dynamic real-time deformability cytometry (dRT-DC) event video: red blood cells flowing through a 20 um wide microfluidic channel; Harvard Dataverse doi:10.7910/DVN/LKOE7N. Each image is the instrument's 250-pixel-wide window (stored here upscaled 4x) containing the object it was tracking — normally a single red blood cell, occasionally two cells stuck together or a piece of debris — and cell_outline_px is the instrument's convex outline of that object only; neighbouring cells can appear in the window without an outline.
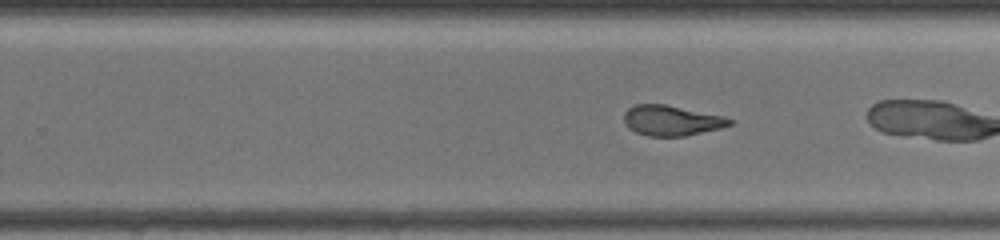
{"species": "common noctule bat (a hibernating species)", "species_latin": "Nyctalus noctula", "temperature_condition": "warm", "stored_images_in_passage": 40, "camera_frame_rate_fps": 3000, "um_per_image_px": 0.085, "animal": {"sex": "female", "body_mass_g": 19.5, "forearm_length_mm": 54.1}, "frame": {"image": 1, "passage_image": 32, "time_ms": 13.333, "image_size_px": [1000, 240], "cell_outline_px": [[732, 124], [720, 128], [684, 136], [648, 136], [636, 132], [628, 128], [624, 120], [624, 112], [628, 108], [636, 104], [664, 104], [724, 116], [732, 120]], "centroid_in_image_um": [57.05, 10.24], "position_along_channel_um": 272.7, "area_um2": 18.5}}
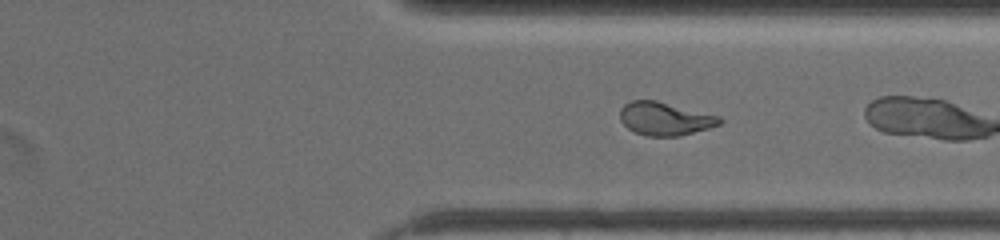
{"frame": {"image": 2, "passage_image": 38, "time_ms": 15.667, "image_size_px": [1000, 240], "cell_outline_px": [[724, 120], [720, 124], [708, 128], [680, 136], [644, 136], [632, 132], [620, 120], [620, 108], [624, 104], [632, 100], [656, 100], [720, 116]], "centroid_in_image_um": [56.5, 10.09], "position_along_channel_um": 354.9, "area_um2": 19.42}}